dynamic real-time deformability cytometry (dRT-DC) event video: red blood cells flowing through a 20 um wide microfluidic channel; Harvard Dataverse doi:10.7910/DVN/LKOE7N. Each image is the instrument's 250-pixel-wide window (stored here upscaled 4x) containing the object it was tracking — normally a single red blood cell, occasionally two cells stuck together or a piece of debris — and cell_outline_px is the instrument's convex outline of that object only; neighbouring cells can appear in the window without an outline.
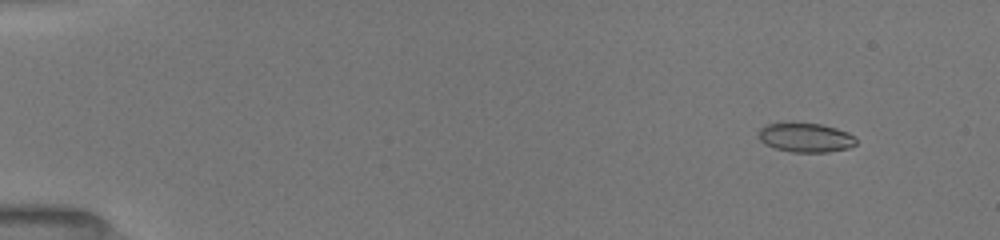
{"species": "common noctule bat (a hibernating species)", "species_latin": "Nyctalus noctula", "temperature_condition": "room temperature", "stored_images_in_passage": 35, "camera_frame_rate_fps": 3000, "um_per_image_px": 0.085, "animal": {"sex": "female", "body_mass_g": 19.5, "forearm_length_mm": 54.1}, "frame": {"image": 1, "passage_image": 5, "time_ms": 1.667, "image_size_px": [1000, 240], "cell_outline_px": [[856, 144], [848, 148], [828, 152], [792, 152], [776, 148], [764, 144], [756, 136], [756, 132], [764, 124], [792, 120], [820, 124], [836, 128], [848, 132], [856, 136]], "centroid_in_image_um": [68.41, 11.64], "position_along_channel_um": 16.6, "area_um2": 17.4}}
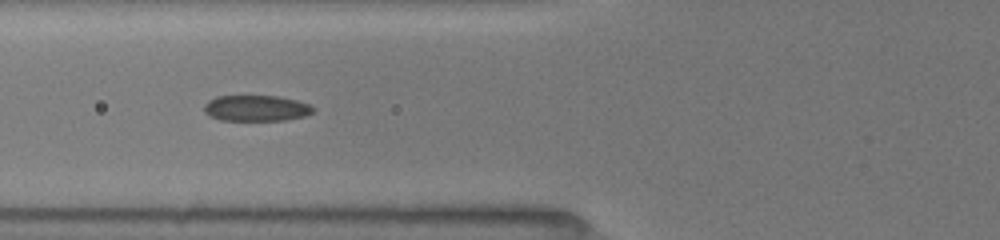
{"frame": {"image": 2, "passage_image": 17, "time_ms": 7.0, "image_size_px": [1000, 240], "cell_outline_px": [[316, 108], [312, 112], [304, 116], [284, 120], [220, 120], [204, 112], [204, 104], [208, 100], [216, 96], [280, 96], [296, 100], [308, 104]], "centroid_in_image_um": [21.77, 9.19], "position_along_channel_um": 104.0, "area_um2": 16.42}}
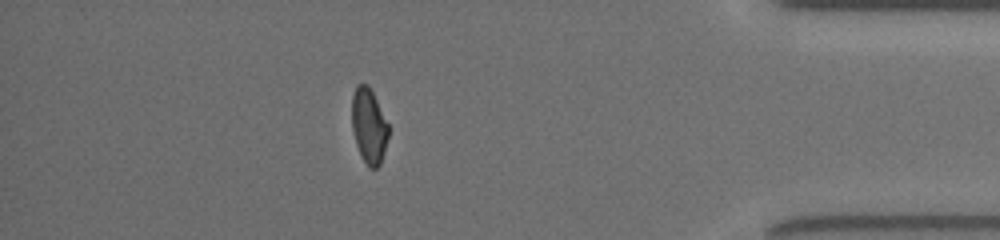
{"frame": {"image": 3, "passage_image": 31, "time_ms": 15.333, "image_size_px": [1000, 240], "cell_outline_px": [[388, 136], [384, 152], [380, 164], [376, 168], [368, 168], [356, 144], [352, 128], [352, 96], [356, 84], [368, 84], [388, 124]], "centroid_in_image_um": [31.34, 10.69], "position_along_channel_um": 403.9, "area_um2": 15.78}, "authors_computed_cell_mechanics": {"area_um2": 17.051, "velocity_mm_per_s": 4.0079, "shape_relaxation_time_tau1_ms": 7.0954, "shape_relaxation_time_tau2_ms": 1.2939, "deformation_change_tau1": 0.1877, "deformation_change_tau2": 0.0609}}